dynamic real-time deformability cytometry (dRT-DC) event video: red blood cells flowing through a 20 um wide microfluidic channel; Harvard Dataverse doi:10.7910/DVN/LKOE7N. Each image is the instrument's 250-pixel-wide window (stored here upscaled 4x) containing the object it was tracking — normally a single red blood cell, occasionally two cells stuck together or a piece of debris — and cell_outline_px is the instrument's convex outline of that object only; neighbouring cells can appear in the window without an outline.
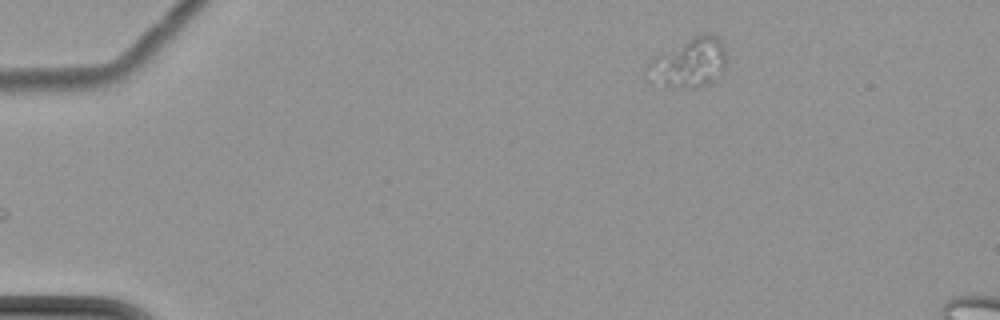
{"species": "common noctule bat (a hibernating species)", "species_latin": "Nyctalus noctula", "temperature_condition": "cold", "stored_images_in_passage": 3, "camera_frame_rate_fps": 3000, "um_per_image_px": 0.085, "animal": {"sex": "female", "body_mass_g": 22.7, "forearm_length_mm": 54.2}, "frame": {"image": 1, "passage_image": 3, "time_ms": 2.667, "image_size_px": [1000, 320], "cell_outline_px": [[724, 72], [708, 84], [696, 88], [688, 88], [648, 84], [644, 72], [644, 68], [656, 56], [692, 36], [704, 32], [708, 32], [716, 36], [720, 40], [724, 48]], "centroid_in_image_um": [58.5, 5.37], "position_along_channel_um": 26.5, "area_um2": 23.12}}